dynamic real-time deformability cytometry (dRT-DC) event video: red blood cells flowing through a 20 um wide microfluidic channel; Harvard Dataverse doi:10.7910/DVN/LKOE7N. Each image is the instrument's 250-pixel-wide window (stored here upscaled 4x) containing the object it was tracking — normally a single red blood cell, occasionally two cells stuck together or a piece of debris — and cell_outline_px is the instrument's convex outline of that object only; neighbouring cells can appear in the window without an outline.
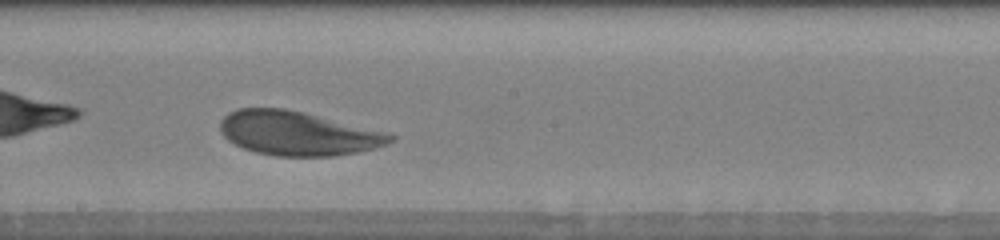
{"species": "human", "species_latin": "Homo sapiens", "temperature_condition": "warm", "stored_images_in_passage": 35, "camera_frame_rate_fps": 3000, "um_per_image_px": 0.085, "donor": {"sex": "male"}, "frame": {"image": 1, "passage_image": 16, "time_ms": 5.0, "image_size_px": [1000, 240], "cell_outline_px": [[396, 136], [392, 140], [376, 148], [360, 152], [336, 156], [276, 156], [256, 152], [244, 148], [228, 140], [220, 132], [220, 120], [228, 112], [236, 108], [284, 108], [304, 112]], "centroid_in_image_um": [25.23, 11.34], "position_along_channel_um": 223.0, "area_um2": 43.23}}
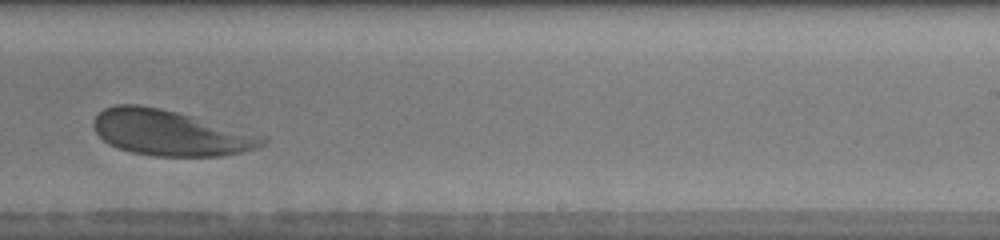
{"frame": {"image": 2, "passage_image": 20, "time_ms": 6.333, "image_size_px": [1000, 240], "cell_outline_px": [[268, 140], [264, 144], [256, 148], [244, 152], [220, 156], [152, 156], [132, 152], [108, 144], [96, 132], [92, 124], [96, 116], [104, 108], [116, 104], [140, 104], [160, 108], [176, 112], [268, 136]], "centroid_in_image_um": [14.5, 11.29], "position_along_channel_um": 274.5, "area_um2": 44.85}, "authors_computed_cell_mechanics": {"area_um2": 44.9684, "velocity_mm_per_s": 3.9005, "shape_relaxation_time_tau1_ms": 2.3161, "shape_relaxation_time_tau2_ms": 1.5214, "deformation_change_tau1": 0.1156, "deformation_change_tau2": 0.0719}}